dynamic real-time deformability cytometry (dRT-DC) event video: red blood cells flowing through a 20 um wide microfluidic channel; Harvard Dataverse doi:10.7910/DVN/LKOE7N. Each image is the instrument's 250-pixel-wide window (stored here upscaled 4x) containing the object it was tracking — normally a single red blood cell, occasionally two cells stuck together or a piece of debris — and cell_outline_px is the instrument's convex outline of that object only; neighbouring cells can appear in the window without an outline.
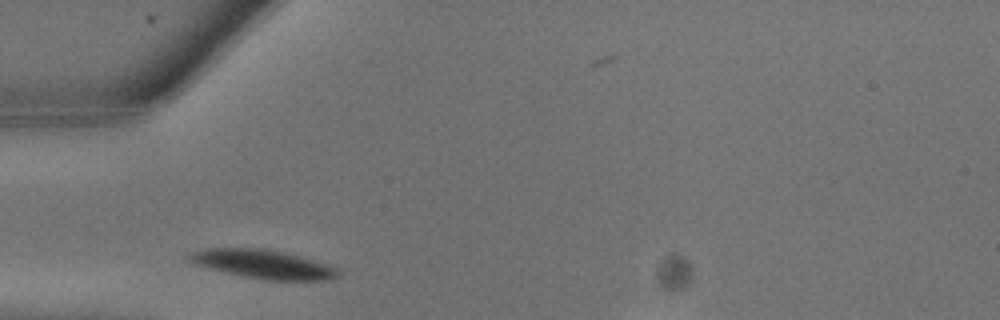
{"species": "common noctule bat (a hibernating species)", "species_latin": "Nyctalus noctula", "temperature_condition": "warm", "stored_images_in_passage": 4, "camera_frame_rate_fps": 3000, "um_per_image_px": 0.085, "animal": {"sex": "male", "body_mass_g": 13.3}, "frame": {"image": 1, "passage_image": 1, "time_ms": 0.0, "image_size_px": [1000, 320], "cell_outline_px": [[340, 272], [336, 276], [324, 280], [268, 280], [244, 276], [224, 272], [196, 264], [188, 260], [188, 256], [192, 252], [204, 248], [260, 248], [284, 252], [300, 256], [336, 268]], "centroid_in_image_um": [22.31, 22.44], "position_along_channel_um": 62.7, "area_um2": 24.45}}
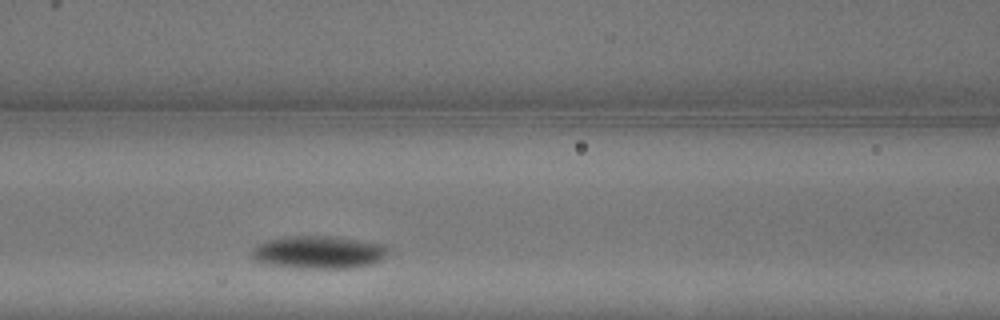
{"frame": {"image": 2, "passage_image": 4, "time_ms": 1.0, "image_size_px": [1000, 320], "cell_outline_px": [[388, 252], [380, 260], [372, 264], [352, 268], [300, 268], [260, 264], [252, 260], [252, 248], [256, 244], [264, 240], [288, 236], [328, 236], [388, 244]], "centroid_in_image_um": [27.02, 21.44], "position_along_channel_um": 139.6, "area_um2": 26.47}}